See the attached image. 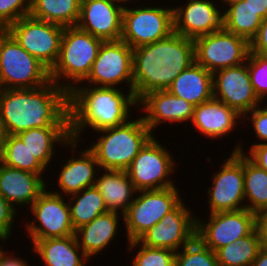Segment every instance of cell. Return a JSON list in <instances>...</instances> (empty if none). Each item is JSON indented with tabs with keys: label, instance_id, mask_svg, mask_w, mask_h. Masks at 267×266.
<instances>
[{
	"label": "cell",
	"instance_id": "15",
	"mask_svg": "<svg viewBox=\"0 0 267 266\" xmlns=\"http://www.w3.org/2000/svg\"><path fill=\"white\" fill-rule=\"evenodd\" d=\"M208 216V220L196 216V238L213 252L249 235L256 228V214L246 208Z\"/></svg>",
	"mask_w": 267,
	"mask_h": 266
},
{
	"label": "cell",
	"instance_id": "7",
	"mask_svg": "<svg viewBox=\"0 0 267 266\" xmlns=\"http://www.w3.org/2000/svg\"><path fill=\"white\" fill-rule=\"evenodd\" d=\"M156 138L154 135L146 143L125 170L137 191L177 186L171 178L176 174L175 158Z\"/></svg>",
	"mask_w": 267,
	"mask_h": 266
},
{
	"label": "cell",
	"instance_id": "18",
	"mask_svg": "<svg viewBox=\"0 0 267 266\" xmlns=\"http://www.w3.org/2000/svg\"><path fill=\"white\" fill-rule=\"evenodd\" d=\"M79 143L80 141L78 140L70 139L64 147L66 149L68 147L70 148L69 153L72 154L71 158L64 159V153H62V157L60 158V160L62 159L61 162H65L59 165L61 166L58 168L60 174L57 175V181H54L56 183L58 182L57 188L59 189L57 190L59 191H54L55 189L52 187V192L64 197L78 193L87 187L94 186L98 173L101 170L95 155L88 146L82 150L81 148L79 149Z\"/></svg>",
	"mask_w": 267,
	"mask_h": 266
},
{
	"label": "cell",
	"instance_id": "39",
	"mask_svg": "<svg viewBox=\"0 0 267 266\" xmlns=\"http://www.w3.org/2000/svg\"><path fill=\"white\" fill-rule=\"evenodd\" d=\"M265 105V106H263ZM253 108L243 116L244 123L250 121V125L257 139L251 146L267 143V104ZM258 141V142H257Z\"/></svg>",
	"mask_w": 267,
	"mask_h": 266
},
{
	"label": "cell",
	"instance_id": "33",
	"mask_svg": "<svg viewBox=\"0 0 267 266\" xmlns=\"http://www.w3.org/2000/svg\"><path fill=\"white\" fill-rule=\"evenodd\" d=\"M244 196L246 209L258 214L267 209V171L244 154Z\"/></svg>",
	"mask_w": 267,
	"mask_h": 266
},
{
	"label": "cell",
	"instance_id": "47",
	"mask_svg": "<svg viewBox=\"0 0 267 266\" xmlns=\"http://www.w3.org/2000/svg\"><path fill=\"white\" fill-rule=\"evenodd\" d=\"M6 132L4 130V127H3V122H2V118H1V112H0V153H1V150H2V146H3V143H4V140L6 138Z\"/></svg>",
	"mask_w": 267,
	"mask_h": 266
},
{
	"label": "cell",
	"instance_id": "22",
	"mask_svg": "<svg viewBox=\"0 0 267 266\" xmlns=\"http://www.w3.org/2000/svg\"><path fill=\"white\" fill-rule=\"evenodd\" d=\"M240 120L243 122V116L235 109L213 97L194 107L191 126L204 137L220 140L222 137H229L239 122L241 126Z\"/></svg>",
	"mask_w": 267,
	"mask_h": 266
},
{
	"label": "cell",
	"instance_id": "19",
	"mask_svg": "<svg viewBox=\"0 0 267 266\" xmlns=\"http://www.w3.org/2000/svg\"><path fill=\"white\" fill-rule=\"evenodd\" d=\"M212 75L213 97L235 109L241 116L263 104L255 94L246 62L218 70Z\"/></svg>",
	"mask_w": 267,
	"mask_h": 266
},
{
	"label": "cell",
	"instance_id": "25",
	"mask_svg": "<svg viewBox=\"0 0 267 266\" xmlns=\"http://www.w3.org/2000/svg\"><path fill=\"white\" fill-rule=\"evenodd\" d=\"M31 252L44 266H86L90 260L78 246L75 235L30 240Z\"/></svg>",
	"mask_w": 267,
	"mask_h": 266
},
{
	"label": "cell",
	"instance_id": "21",
	"mask_svg": "<svg viewBox=\"0 0 267 266\" xmlns=\"http://www.w3.org/2000/svg\"><path fill=\"white\" fill-rule=\"evenodd\" d=\"M124 7L113 0H81L77 27L103 41H117L122 36Z\"/></svg>",
	"mask_w": 267,
	"mask_h": 266
},
{
	"label": "cell",
	"instance_id": "12",
	"mask_svg": "<svg viewBox=\"0 0 267 266\" xmlns=\"http://www.w3.org/2000/svg\"><path fill=\"white\" fill-rule=\"evenodd\" d=\"M212 174V184L206 189L209 214L245 209L244 153L232 151Z\"/></svg>",
	"mask_w": 267,
	"mask_h": 266
},
{
	"label": "cell",
	"instance_id": "23",
	"mask_svg": "<svg viewBox=\"0 0 267 266\" xmlns=\"http://www.w3.org/2000/svg\"><path fill=\"white\" fill-rule=\"evenodd\" d=\"M40 175L6 166L0 162V194L18 211L30 206L47 187Z\"/></svg>",
	"mask_w": 267,
	"mask_h": 266
},
{
	"label": "cell",
	"instance_id": "8",
	"mask_svg": "<svg viewBox=\"0 0 267 266\" xmlns=\"http://www.w3.org/2000/svg\"><path fill=\"white\" fill-rule=\"evenodd\" d=\"M179 189L173 186L137 191L134 201L124 214L127 242L138 240L184 199Z\"/></svg>",
	"mask_w": 267,
	"mask_h": 266
},
{
	"label": "cell",
	"instance_id": "11",
	"mask_svg": "<svg viewBox=\"0 0 267 266\" xmlns=\"http://www.w3.org/2000/svg\"><path fill=\"white\" fill-rule=\"evenodd\" d=\"M7 28L9 34L22 48L49 71L52 69L59 56L64 32L63 26L28 15L10 24Z\"/></svg>",
	"mask_w": 267,
	"mask_h": 266
},
{
	"label": "cell",
	"instance_id": "9",
	"mask_svg": "<svg viewBox=\"0 0 267 266\" xmlns=\"http://www.w3.org/2000/svg\"><path fill=\"white\" fill-rule=\"evenodd\" d=\"M49 81V70L8 34L0 50V89L36 88Z\"/></svg>",
	"mask_w": 267,
	"mask_h": 266
},
{
	"label": "cell",
	"instance_id": "38",
	"mask_svg": "<svg viewBox=\"0 0 267 266\" xmlns=\"http://www.w3.org/2000/svg\"><path fill=\"white\" fill-rule=\"evenodd\" d=\"M30 14V0H0V25L8 27Z\"/></svg>",
	"mask_w": 267,
	"mask_h": 266
},
{
	"label": "cell",
	"instance_id": "14",
	"mask_svg": "<svg viewBox=\"0 0 267 266\" xmlns=\"http://www.w3.org/2000/svg\"><path fill=\"white\" fill-rule=\"evenodd\" d=\"M195 61L212 74L246 62L250 44L243 37L226 30L216 31L194 39Z\"/></svg>",
	"mask_w": 267,
	"mask_h": 266
},
{
	"label": "cell",
	"instance_id": "44",
	"mask_svg": "<svg viewBox=\"0 0 267 266\" xmlns=\"http://www.w3.org/2000/svg\"><path fill=\"white\" fill-rule=\"evenodd\" d=\"M256 228L263 247L267 248V209L256 214Z\"/></svg>",
	"mask_w": 267,
	"mask_h": 266
},
{
	"label": "cell",
	"instance_id": "28",
	"mask_svg": "<svg viewBox=\"0 0 267 266\" xmlns=\"http://www.w3.org/2000/svg\"><path fill=\"white\" fill-rule=\"evenodd\" d=\"M17 136L48 170L56 156L57 146L64 150L63 146L70 140V130L69 125H54L51 128H32Z\"/></svg>",
	"mask_w": 267,
	"mask_h": 266
},
{
	"label": "cell",
	"instance_id": "32",
	"mask_svg": "<svg viewBox=\"0 0 267 266\" xmlns=\"http://www.w3.org/2000/svg\"><path fill=\"white\" fill-rule=\"evenodd\" d=\"M225 30L243 37L249 43L256 36L262 18L245 0L234 2L224 8Z\"/></svg>",
	"mask_w": 267,
	"mask_h": 266
},
{
	"label": "cell",
	"instance_id": "30",
	"mask_svg": "<svg viewBox=\"0 0 267 266\" xmlns=\"http://www.w3.org/2000/svg\"><path fill=\"white\" fill-rule=\"evenodd\" d=\"M67 198L74 230L108 211L103 197L95 186L87 187Z\"/></svg>",
	"mask_w": 267,
	"mask_h": 266
},
{
	"label": "cell",
	"instance_id": "42",
	"mask_svg": "<svg viewBox=\"0 0 267 266\" xmlns=\"http://www.w3.org/2000/svg\"><path fill=\"white\" fill-rule=\"evenodd\" d=\"M250 52L267 56V17L262 20L256 36L250 41Z\"/></svg>",
	"mask_w": 267,
	"mask_h": 266
},
{
	"label": "cell",
	"instance_id": "43",
	"mask_svg": "<svg viewBox=\"0 0 267 266\" xmlns=\"http://www.w3.org/2000/svg\"><path fill=\"white\" fill-rule=\"evenodd\" d=\"M10 251L11 252L9 254V251H6V249H4V245L0 249V266H32L28 264L26 258H21L20 254L19 256H16L12 253V250Z\"/></svg>",
	"mask_w": 267,
	"mask_h": 266
},
{
	"label": "cell",
	"instance_id": "20",
	"mask_svg": "<svg viewBox=\"0 0 267 266\" xmlns=\"http://www.w3.org/2000/svg\"><path fill=\"white\" fill-rule=\"evenodd\" d=\"M194 107L191 103L167 90L146 93L138 100V112L152 133L165 122L173 123V125L190 123L193 118Z\"/></svg>",
	"mask_w": 267,
	"mask_h": 266
},
{
	"label": "cell",
	"instance_id": "4",
	"mask_svg": "<svg viewBox=\"0 0 267 266\" xmlns=\"http://www.w3.org/2000/svg\"><path fill=\"white\" fill-rule=\"evenodd\" d=\"M136 119L99 130L96 141L87 144L102 170H126L140 150L154 136L138 114ZM91 146V147H90Z\"/></svg>",
	"mask_w": 267,
	"mask_h": 266
},
{
	"label": "cell",
	"instance_id": "41",
	"mask_svg": "<svg viewBox=\"0 0 267 266\" xmlns=\"http://www.w3.org/2000/svg\"><path fill=\"white\" fill-rule=\"evenodd\" d=\"M241 141L234 146L233 151L244 153L259 168L267 171V143L251 146L247 152L242 148ZM248 153V154H247Z\"/></svg>",
	"mask_w": 267,
	"mask_h": 266
},
{
	"label": "cell",
	"instance_id": "34",
	"mask_svg": "<svg viewBox=\"0 0 267 266\" xmlns=\"http://www.w3.org/2000/svg\"><path fill=\"white\" fill-rule=\"evenodd\" d=\"M0 162L12 168L38 174L46 182L48 181L44 177L47 169L34 157L17 135H6L0 153Z\"/></svg>",
	"mask_w": 267,
	"mask_h": 266
},
{
	"label": "cell",
	"instance_id": "17",
	"mask_svg": "<svg viewBox=\"0 0 267 266\" xmlns=\"http://www.w3.org/2000/svg\"><path fill=\"white\" fill-rule=\"evenodd\" d=\"M186 2L177 7L173 6L175 33L194 40L202 35L225 30L222 5L213 0H187Z\"/></svg>",
	"mask_w": 267,
	"mask_h": 266
},
{
	"label": "cell",
	"instance_id": "26",
	"mask_svg": "<svg viewBox=\"0 0 267 266\" xmlns=\"http://www.w3.org/2000/svg\"><path fill=\"white\" fill-rule=\"evenodd\" d=\"M167 91L198 106L213 98V75L195 61L174 79Z\"/></svg>",
	"mask_w": 267,
	"mask_h": 266
},
{
	"label": "cell",
	"instance_id": "45",
	"mask_svg": "<svg viewBox=\"0 0 267 266\" xmlns=\"http://www.w3.org/2000/svg\"><path fill=\"white\" fill-rule=\"evenodd\" d=\"M262 19L267 17V0H245Z\"/></svg>",
	"mask_w": 267,
	"mask_h": 266
},
{
	"label": "cell",
	"instance_id": "50",
	"mask_svg": "<svg viewBox=\"0 0 267 266\" xmlns=\"http://www.w3.org/2000/svg\"><path fill=\"white\" fill-rule=\"evenodd\" d=\"M217 2L219 1V2H221L220 4H222V5H224V6H221V7H223V9L225 8V7H227L228 5H230V4H232V3H234V2H238V1H240V0H216ZM226 5V6H225Z\"/></svg>",
	"mask_w": 267,
	"mask_h": 266
},
{
	"label": "cell",
	"instance_id": "40",
	"mask_svg": "<svg viewBox=\"0 0 267 266\" xmlns=\"http://www.w3.org/2000/svg\"><path fill=\"white\" fill-rule=\"evenodd\" d=\"M17 211L1 194H0V241L6 243L15 227V219L19 216ZM17 215V216H16ZM4 241V242H3Z\"/></svg>",
	"mask_w": 267,
	"mask_h": 266
},
{
	"label": "cell",
	"instance_id": "1",
	"mask_svg": "<svg viewBox=\"0 0 267 266\" xmlns=\"http://www.w3.org/2000/svg\"><path fill=\"white\" fill-rule=\"evenodd\" d=\"M0 112L7 135L69 125L68 92L51 80L36 88L0 89Z\"/></svg>",
	"mask_w": 267,
	"mask_h": 266
},
{
	"label": "cell",
	"instance_id": "48",
	"mask_svg": "<svg viewBox=\"0 0 267 266\" xmlns=\"http://www.w3.org/2000/svg\"><path fill=\"white\" fill-rule=\"evenodd\" d=\"M9 34L8 28L6 26L0 25V50H1V44L2 40Z\"/></svg>",
	"mask_w": 267,
	"mask_h": 266
},
{
	"label": "cell",
	"instance_id": "10",
	"mask_svg": "<svg viewBox=\"0 0 267 266\" xmlns=\"http://www.w3.org/2000/svg\"><path fill=\"white\" fill-rule=\"evenodd\" d=\"M30 220H25L24 229L30 240L65 237L75 234L71 222L70 207L67 197L50 191L47 187L30 206Z\"/></svg>",
	"mask_w": 267,
	"mask_h": 266
},
{
	"label": "cell",
	"instance_id": "27",
	"mask_svg": "<svg viewBox=\"0 0 267 266\" xmlns=\"http://www.w3.org/2000/svg\"><path fill=\"white\" fill-rule=\"evenodd\" d=\"M95 181L108 211L125 214L137 190L125 170H100ZM101 174V175H100Z\"/></svg>",
	"mask_w": 267,
	"mask_h": 266
},
{
	"label": "cell",
	"instance_id": "29",
	"mask_svg": "<svg viewBox=\"0 0 267 266\" xmlns=\"http://www.w3.org/2000/svg\"><path fill=\"white\" fill-rule=\"evenodd\" d=\"M81 0H30V16L63 27L76 26Z\"/></svg>",
	"mask_w": 267,
	"mask_h": 266
},
{
	"label": "cell",
	"instance_id": "31",
	"mask_svg": "<svg viewBox=\"0 0 267 266\" xmlns=\"http://www.w3.org/2000/svg\"><path fill=\"white\" fill-rule=\"evenodd\" d=\"M262 248L259 232L255 228L249 235L217 249L215 254L219 266H251Z\"/></svg>",
	"mask_w": 267,
	"mask_h": 266
},
{
	"label": "cell",
	"instance_id": "3",
	"mask_svg": "<svg viewBox=\"0 0 267 266\" xmlns=\"http://www.w3.org/2000/svg\"><path fill=\"white\" fill-rule=\"evenodd\" d=\"M195 62L194 40L173 32L165 39L133 49V93L167 90Z\"/></svg>",
	"mask_w": 267,
	"mask_h": 266
},
{
	"label": "cell",
	"instance_id": "35",
	"mask_svg": "<svg viewBox=\"0 0 267 266\" xmlns=\"http://www.w3.org/2000/svg\"><path fill=\"white\" fill-rule=\"evenodd\" d=\"M126 245L128 254L134 251V258L130 262L132 266H175V251L149 247L139 240L129 241Z\"/></svg>",
	"mask_w": 267,
	"mask_h": 266
},
{
	"label": "cell",
	"instance_id": "37",
	"mask_svg": "<svg viewBox=\"0 0 267 266\" xmlns=\"http://www.w3.org/2000/svg\"><path fill=\"white\" fill-rule=\"evenodd\" d=\"M246 63L255 94L264 103L267 101V56L249 52Z\"/></svg>",
	"mask_w": 267,
	"mask_h": 266
},
{
	"label": "cell",
	"instance_id": "24",
	"mask_svg": "<svg viewBox=\"0 0 267 266\" xmlns=\"http://www.w3.org/2000/svg\"><path fill=\"white\" fill-rule=\"evenodd\" d=\"M107 211L100 214L88 224L81 226L75 230V237L78 246L82 249L85 255L90 259H95L101 252L107 250V246L115 242L119 227L120 218L124 222V215ZM95 258H94V257Z\"/></svg>",
	"mask_w": 267,
	"mask_h": 266
},
{
	"label": "cell",
	"instance_id": "36",
	"mask_svg": "<svg viewBox=\"0 0 267 266\" xmlns=\"http://www.w3.org/2000/svg\"><path fill=\"white\" fill-rule=\"evenodd\" d=\"M181 249L176 252L175 266H219L215 252L197 238Z\"/></svg>",
	"mask_w": 267,
	"mask_h": 266
},
{
	"label": "cell",
	"instance_id": "5",
	"mask_svg": "<svg viewBox=\"0 0 267 266\" xmlns=\"http://www.w3.org/2000/svg\"><path fill=\"white\" fill-rule=\"evenodd\" d=\"M103 40L79 29L64 27L58 59L49 71L50 80L68 93L91 72Z\"/></svg>",
	"mask_w": 267,
	"mask_h": 266
},
{
	"label": "cell",
	"instance_id": "2",
	"mask_svg": "<svg viewBox=\"0 0 267 266\" xmlns=\"http://www.w3.org/2000/svg\"><path fill=\"white\" fill-rule=\"evenodd\" d=\"M68 107L70 139L81 142L86 128L93 133L128 122L131 110L137 112L138 100L133 90L77 85L68 93Z\"/></svg>",
	"mask_w": 267,
	"mask_h": 266
},
{
	"label": "cell",
	"instance_id": "16",
	"mask_svg": "<svg viewBox=\"0 0 267 266\" xmlns=\"http://www.w3.org/2000/svg\"><path fill=\"white\" fill-rule=\"evenodd\" d=\"M181 201L138 240L149 247L179 251L196 238V213Z\"/></svg>",
	"mask_w": 267,
	"mask_h": 266
},
{
	"label": "cell",
	"instance_id": "46",
	"mask_svg": "<svg viewBox=\"0 0 267 266\" xmlns=\"http://www.w3.org/2000/svg\"><path fill=\"white\" fill-rule=\"evenodd\" d=\"M251 266H267V248L263 247L259 251Z\"/></svg>",
	"mask_w": 267,
	"mask_h": 266
},
{
	"label": "cell",
	"instance_id": "6",
	"mask_svg": "<svg viewBox=\"0 0 267 266\" xmlns=\"http://www.w3.org/2000/svg\"><path fill=\"white\" fill-rule=\"evenodd\" d=\"M143 3L123 9L121 40L132 49L165 39L174 32L173 6Z\"/></svg>",
	"mask_w": 267,
	"mask_h": 266
},
{
	"label": "cell",
	"instance_id": "49",
	"mask_svg": "<svg viewBox=\"0 0 267 266\" xmlns=\"http://www.w3.org/2000/svg\"><path fill=\"white\" fill-rule=\"evenodd\" d=\"M113 1L120 4L123 7L129 6L131 2H132L131 5L135 4L136 2L138 3V0H113ZM133 1H135V3Z\"/></svg>",
	"mask_w": 267,
	"mask_h": 266
},
{
	"label": "cell",
	"instance_id": "13",
	"mask_svg": "<svg viewBox=\"0 0 267 266\" xmlns=\"http://www.w3.org/2000/svg\"><path fill=\"white\" fill-rule=\"evenodd\" d=\"M84 83L79 85L123 88L125 83L133 90V49L121 39L103 41Z\"/></svg>",
	"mask_w": 267,
	"mask_h": 266
}]
</instances>
